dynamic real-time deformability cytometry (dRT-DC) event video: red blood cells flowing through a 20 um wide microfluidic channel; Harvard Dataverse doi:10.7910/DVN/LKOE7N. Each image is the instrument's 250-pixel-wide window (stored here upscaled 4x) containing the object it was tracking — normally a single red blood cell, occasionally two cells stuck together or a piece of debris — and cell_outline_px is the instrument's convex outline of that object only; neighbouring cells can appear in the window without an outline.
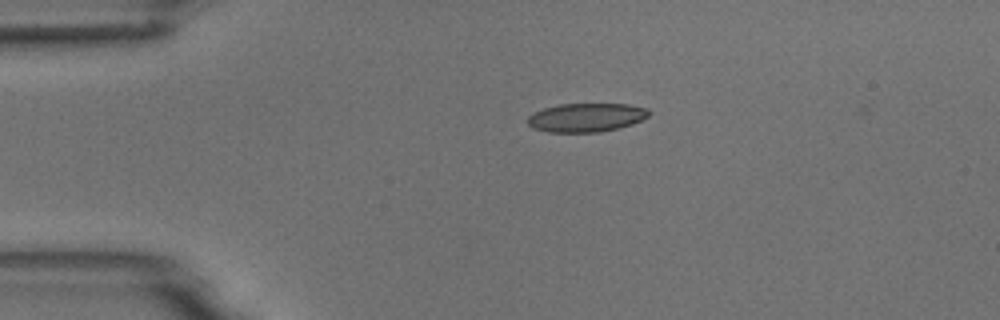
{"species": "common noctule bat (a hibernating species)", "species_latin": "Nyctalus noctula", "temperature_condition": "room temperature", "stored_images_in_passage": 5, "camera_frame_rate_fps": 3000, "um_per_image_px": 0.085, "animal": {"sex": "male", "body_mass_g": 18.8}, "frame": {"image": 1, "passage_image": 5, "time_ms": 5.667, "image_size_px": [1000, 320], "cell_outline_px": [[652, 112], [648, 116], [632, 124], [600, 132], [548, 132], [532, 128], [528, 124], [528, 116], [532, 112], [544, 108], [560, 104], [628, 104], [648, 108]], "centroid_in_image_um": [49.82, 9.98], "position_along_channel_um": 35.2, "area_um2": 20.35}}